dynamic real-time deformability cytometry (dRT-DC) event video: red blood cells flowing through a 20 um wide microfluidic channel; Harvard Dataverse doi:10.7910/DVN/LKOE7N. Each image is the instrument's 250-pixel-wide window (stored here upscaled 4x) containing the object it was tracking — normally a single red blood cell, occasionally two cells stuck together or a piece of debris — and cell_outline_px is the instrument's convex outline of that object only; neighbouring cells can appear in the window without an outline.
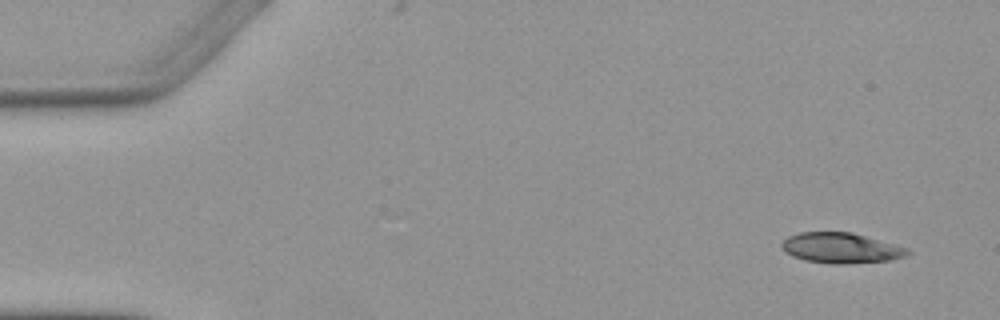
{"species": "Egyptian fruit bat (a non-hibernating species)", "species_latin": "Rousettus aegyptiacus", "temperature_condition": "warm", "stored_images_in_passage": 4, "camera_frame_rate_fps": 3000, "um_per_image_px": 0.085, "animal": {"sex": "female"}, "frame": {"image": 1, "passage_image": 1, "time_ms": 0.0, "image_size_px": [1000, 320], "cell_outline_px": [[912, 252], [904, 256], [892, 260], [848, 264], [832, 264], [804, 260], [792, 256], [784, 252], [780, 244], [788, 236], [800, 232], [852, 232], [896, 244], [908, 248]], "centroid_in_image_um": [71.49, 21.08], "position_along_channel_um": 13.5, "area_um2": 22.54}}
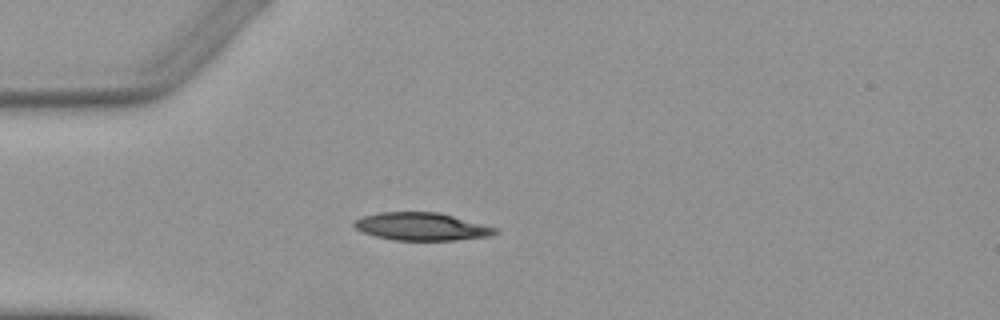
{"frame": {"image": 2, "passage_image": 4, "time_ms": 3.667, "image_size_px": [1000, 320], "cell_outline_px": [[500, 232], [492, 236], [456, 240], [396, 240], [376, 236], [364, 232], [356, 228], [352, 224], [356, 220], [364, 216], [380, 212], [440, 212], [500, 228]], "centroid_in_image_um": [35.94, 19.25], "position_along_channel_um": 49.1, "area_um2": 22.95}}